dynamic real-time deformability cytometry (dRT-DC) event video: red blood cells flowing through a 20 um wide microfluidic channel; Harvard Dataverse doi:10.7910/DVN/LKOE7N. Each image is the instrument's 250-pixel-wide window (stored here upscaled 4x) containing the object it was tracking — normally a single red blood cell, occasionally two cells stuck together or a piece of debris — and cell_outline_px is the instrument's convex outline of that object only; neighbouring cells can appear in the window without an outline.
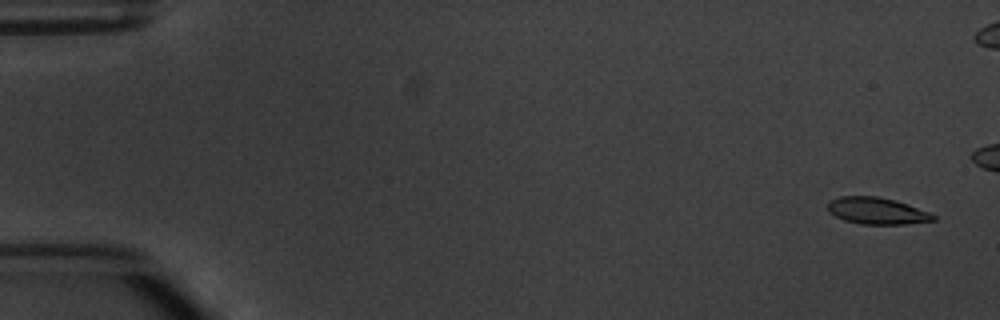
{"species": "common noctule bat (a hibernating species)", "species_latin": "Nyctalus noctula", "temperature_condition": "warm", "stored_images_in_passage": 6, "camera_frame_rate_fps": 3000, "um_per_image_px": 0.085, "animal": {"sex": "male", "body_mass_g": 20.1, "forearm_length_mm": 53.5}, "frame": {"image": 1, "passage_image": 1, "time_ms": 0.0, "image_size_px": [1000, 320], "cell_outline_px": [[936, 220], [904, 224], [860, 224], [844, 220], [828, 212], [828, 200], [840, 196], [880, 196], [896, 200], [932, 212], [936, 216]], "centroid_in_image_um": [74.55, 17.91], "position_along_channel_um": 10.4, "area_um2": 16.7}}